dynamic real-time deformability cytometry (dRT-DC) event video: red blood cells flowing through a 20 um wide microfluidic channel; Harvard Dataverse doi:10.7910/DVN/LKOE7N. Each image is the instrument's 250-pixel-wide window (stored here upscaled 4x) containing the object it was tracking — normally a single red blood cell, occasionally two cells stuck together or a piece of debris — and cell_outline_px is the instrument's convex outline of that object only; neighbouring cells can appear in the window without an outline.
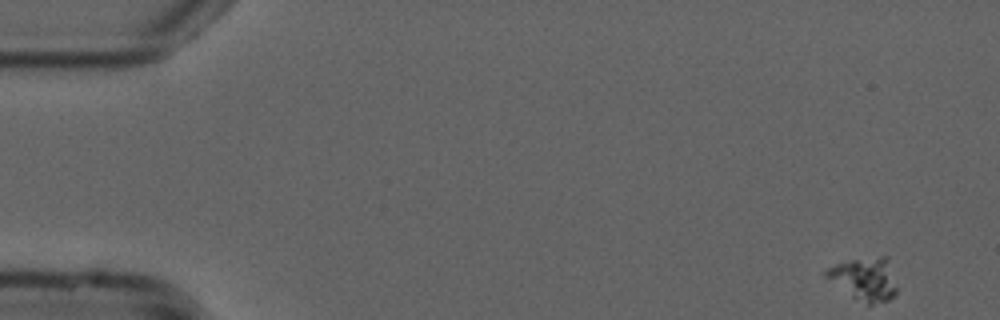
{"species": "common noctule bat (a hibernating species)", "species_latin": "Nyctalus noctula", "temperature_condition": "cold", "stored_images_in_passage": 54, "camera_frame_rate_fps": 3000, "um_per_image_px": 0.085, "animal": {"sex": "male", "forearm_length_mm": 52.5}, "frame": {"image": 1, "passage_image": 1, "time_ms": 0.0, "image_size_px": [1000, 320], "cell_outline_px": [[896, 292], [888, 300], [872, 304], [868, 304], [852, 296], [824, 276], [824, 272], [828, 268], [836, 264], [852, 260], [880, 256], [888, 256], [896, 288]], "centroid_in_image_um": [73.5, 23.69], "position_along_channel_um": 11.5, "area_um2": 17.17}}
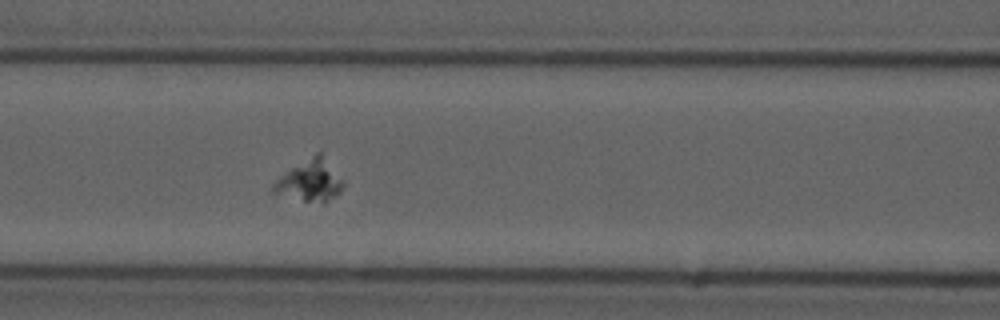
{"frame": {"image": 2, "passage_image": 22, "time_ms": 7.0, "image_size_px": [1000, 320], "cell_outline_px": [[344, 184], [340, 192], [324, 204], [304, 200], [272, 192], [272, 188], [280, 176], [316, 152], [320, 152], [344, 180]], "centroid_in_image_um": [26.41, 15.36], "position_along_channel_um": 140.2, "area_um2": 16.47}}
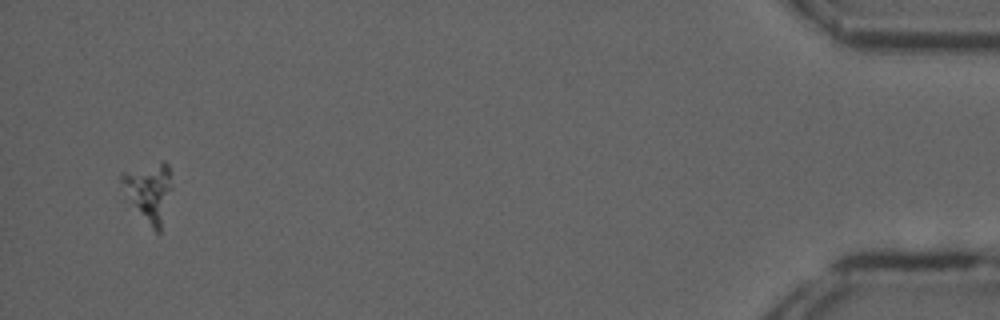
{"frame": {"image": 3, "passage_image": 52, "time_ms": 17.0, "image_size_px": [1000, 320], "cell_outline_px": [[172, 188], [160, 232], [156, 232], [152, 228], [140, 212], [132, 200], [120, 180], [120, 172], [164, 160], [168, 164], [172, 172]], "centroid_in_image_um": [12.73, 16.2], "position_along_channel_um": 422.5, "area_um2": 16.7}}